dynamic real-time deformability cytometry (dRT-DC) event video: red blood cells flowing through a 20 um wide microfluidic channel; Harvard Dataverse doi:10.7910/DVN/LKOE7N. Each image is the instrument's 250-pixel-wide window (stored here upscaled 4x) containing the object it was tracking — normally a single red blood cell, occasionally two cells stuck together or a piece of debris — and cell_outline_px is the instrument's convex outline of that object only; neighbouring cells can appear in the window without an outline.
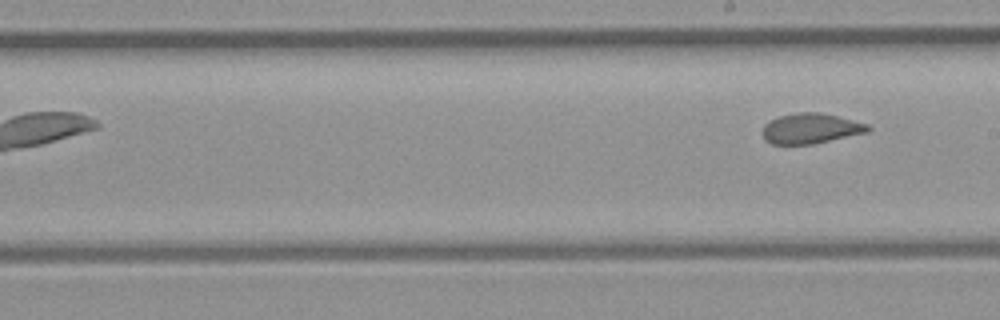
{"species": "common noctule bat (a hibernating species)", "species_latin": "Nyctalus noctula", "temperature_condition": "room temperature", "stored_images_in_passage": 10, "segment_of_instrument_passage": [2, 2], "camera_frame_rate_fps": 3000, "um_per_image_px": 0.085, "animal": {"sex": "female", "body_mass_g": 21.9}, "frame": {"image": 1, "passage_image": 10, "time_ms": 11.0, "image_size_px": [1000, 320], "cell_outline_px": [[872, 128], [868, 132], [812, 144], [772, 144], [764, 140], [760, 132], [764, 124], [768, 120], [776, 116], [800, 112], [820, 112], [868, 124]], "centroid_in_image_um": [68.84, 10.92], "position_along_channel_um": 220.2, "area_um2": 18.79}}